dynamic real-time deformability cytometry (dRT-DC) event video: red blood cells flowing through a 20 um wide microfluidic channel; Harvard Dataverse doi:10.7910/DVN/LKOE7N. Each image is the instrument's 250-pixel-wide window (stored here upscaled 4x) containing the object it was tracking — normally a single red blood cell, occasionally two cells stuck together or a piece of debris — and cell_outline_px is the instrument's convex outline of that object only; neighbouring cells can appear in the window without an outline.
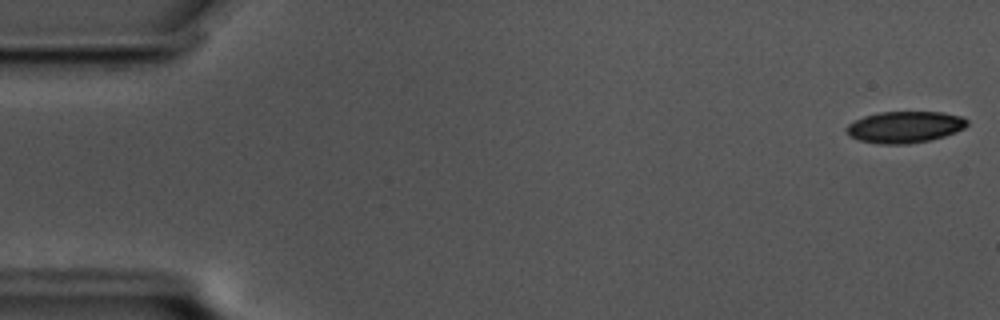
{"species": "common noctule bat (a hibernating species)", "species_latin": "Nyctalus noctula", "temperature_condition": "cold", "stored_images_in_passage": 10, "camera_frame_rate_fps": 3000, "um_per_image_px": 0.085, "animal": {"sex": "male", "body_mass_g": 17.5, "forearm_length_mm": 52.3}, "frame": {"image": 1, "passage_image": 1, "time_ms": 0.0, "image_size_px": [1000, 320], "cell_outline_px": [[968, 124], [964, 128], [956, 132], [944, 136], [928, 140], [908, 144], [880, 144], [860, 140], [848, 136], [844, 128], [848, 124], [864, 116], [880, 112], [944, 112], [964, 116], [968, 120]], "centroid_in_image_um": [76.92, 10.79], "position_along_channel_um": 8.1, "area_um2": 22.31}}